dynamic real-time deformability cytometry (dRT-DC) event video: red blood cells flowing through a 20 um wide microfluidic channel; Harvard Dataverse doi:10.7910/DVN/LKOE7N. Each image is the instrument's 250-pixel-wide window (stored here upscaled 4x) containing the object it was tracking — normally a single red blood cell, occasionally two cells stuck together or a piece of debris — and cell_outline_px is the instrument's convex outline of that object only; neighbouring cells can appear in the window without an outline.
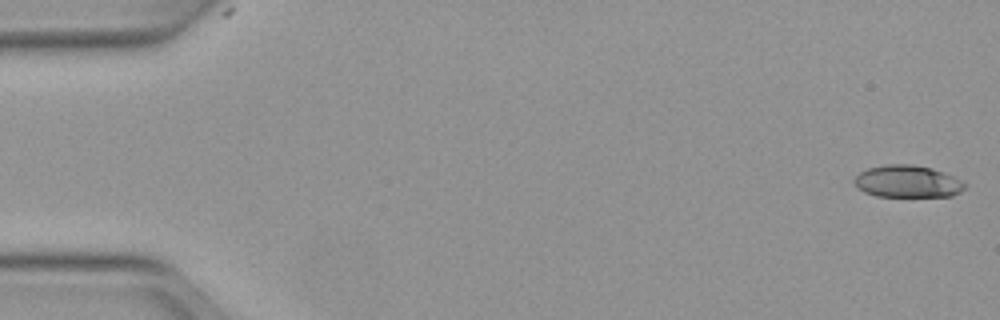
{"species": "Egyptian fruit bat (a non-hibernating species)", "species_latin": "Rousettus aegyptiacus", "temperature_condition": "warm", "stored_images_in_passage": 52, "camera_frame_rate_fps": 3000, "um_per_image_px": 0.085, "animal": {"sex": "female"}, "frame": {"image": 1, "passage_image": 1, "time_ms": 0.0, "image_size_px": [1000, 320], "cell_outline_px": [[968, 184], [960, 192], [952, 196], [876, 196], [864, 192], [856, 188], [852, 180], [860, 172], [868, 168], [888, 164], [912, 164], [932, 168], [944, 172]], "centroid_in_image_um": [77.11, 15.42], "position_along_channel_um": 7.9, "area_um2": 20.81}}
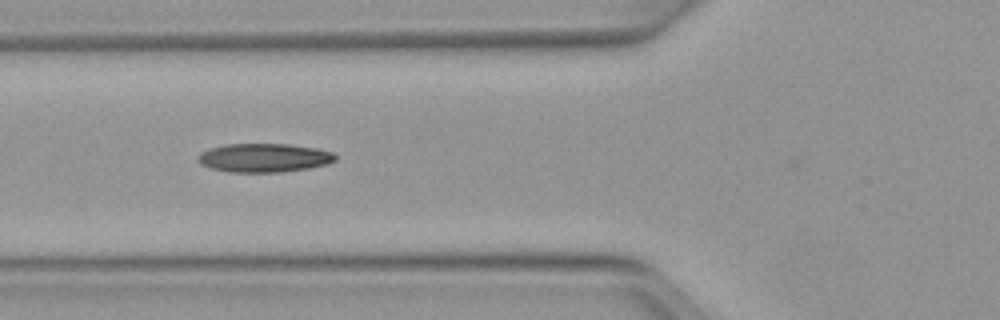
{"frame": {"image": 2, "passage_image": 19, "time_ms": 6.0, "image_size_px": [1000, 320], "cell_outline_px": [[336, 160], [328, 164], [308, 168], [280, 172], [232, 172], [212, 168], [200, 164], [196, 160], [196, 156], [200, 152], [208, 148], [224, 144], [288, 144], [316, 148], [332, 152], [336, 156]], "centroid_in_image_um": [22.4, 13.4], "position_along_channel_um": 103.4, "area_um2": 23.12}}
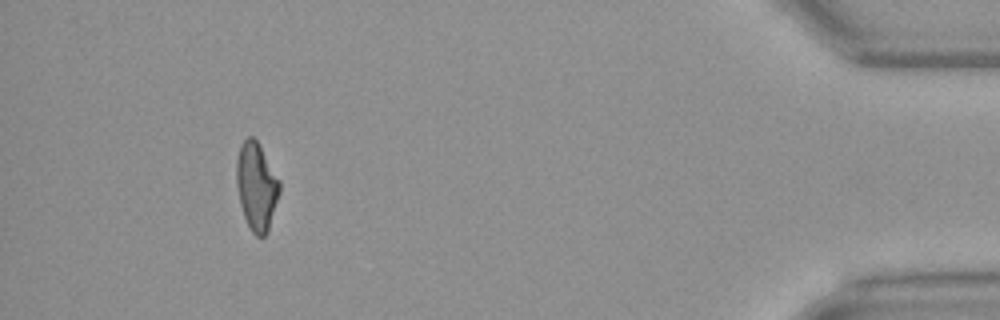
{"frame": {"image": 3, "passage_image": 47, "time_ms": 15.333, "image_size_px": [1000, 320], "cell_outline_px": [[280, 192], [268, 232], [264, 236], [256, 236], [252, 232], [244, 216], [240, 204], [236, 184], [236, 160], [240, 144], [248, 136], [252, 136], [256, 140], [280, 180]], "centroid_in_image_um": [21.79, 15.84], "position_along_channel_um": 413.4, "area_um2": 22.02}}